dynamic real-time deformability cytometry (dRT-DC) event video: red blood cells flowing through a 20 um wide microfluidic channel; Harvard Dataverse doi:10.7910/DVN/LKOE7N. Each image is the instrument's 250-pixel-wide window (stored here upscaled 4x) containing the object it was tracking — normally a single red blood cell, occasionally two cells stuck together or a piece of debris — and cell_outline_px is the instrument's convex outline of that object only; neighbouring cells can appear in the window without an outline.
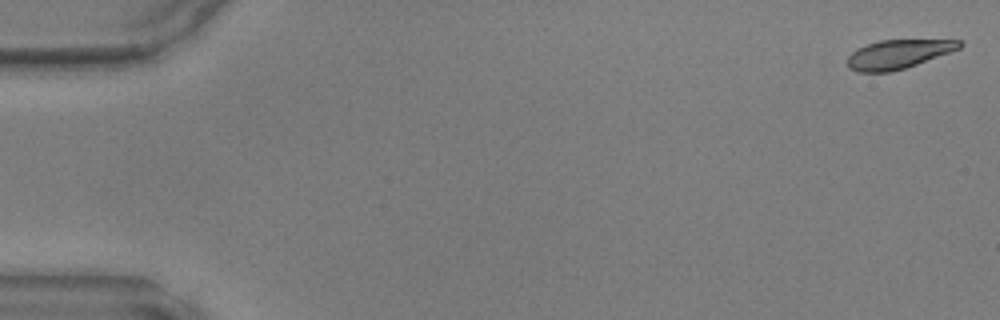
{"species": "common noctule bat (a hibernating species)", "species_latin": "Nyctalus noctula", "temperature_condition": "warm", "stored_images_in_passage": 48, "camera_frame_rate_fps": 3000, "um_per_image_px": 0.085, "animal": {"sex": "male", "body_mass_g": 17.9, "forearm_length_mm": 54.2}, "frame": {"image": 1, "passage_image": 1, "time_ms": 0.0, "image_size_px": [1000, 320], "cell_outline_px": [[964, 44], [960, 48], [916, 64], [904, 68], [888, 72], [856, 72], [848, 68], [848, 56], [856, 48], [880, 40], [960, 40]], "centroid_in_image_um": [76.31, 4.6], "position_along_channel_um": 8.7, "area_um2": 18.67}}
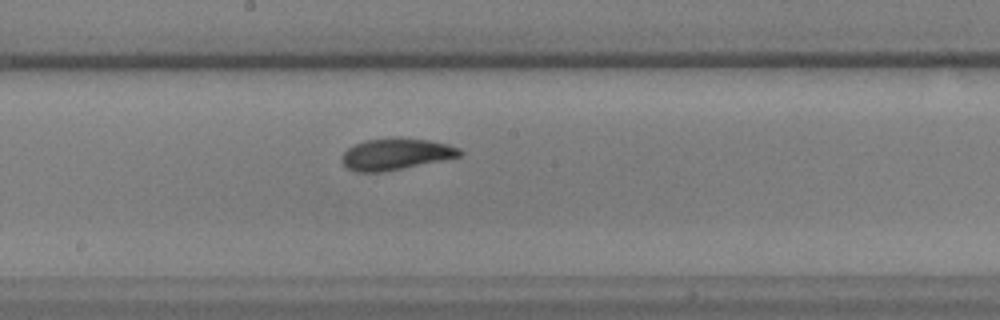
{"frame": {"image": 2, "passage_image": 26, "time_ms": 8.333, "image_size_px": [1000, 320], "cell_outline_px": [[464, 152], [460, 156], [380, 172], [356, 172], [348, 168], [340, 160], [340, 156], [348, 148], [364, 140], [396, 136], [428, 140], [448, 144], [460, 148]], "centroid_in_image_um": [33.61, 13.07], "position_along_channel_um": 214.6, "area_um2": 21.62}}
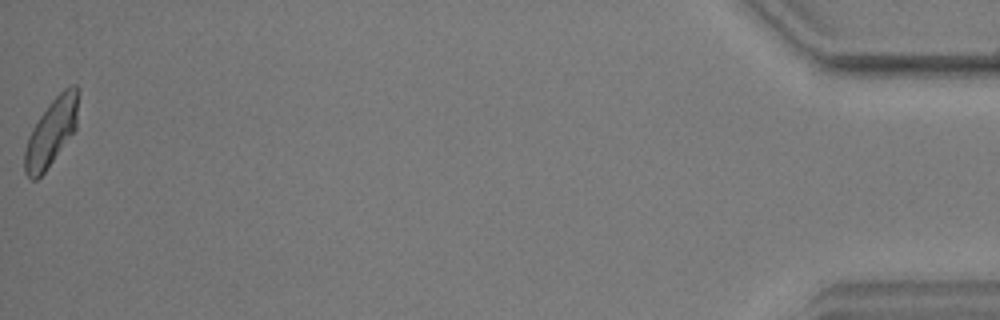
{"frame": {"image": 3, "passage_image": 48, "time_ms": 15.667, "image_size_px": [1000, 320], "cell_outline_px": [[76, 128], [44, 172], [36, 180], [32, 180], [24, 172], [24, 152], [28, 136], [32, 128], [40, 116], [52, 100], [64, 88], [72, 84], [76, 84]], "centroid_in_image_um": [4.31, 11.27], "position_along_channel_um": 430.9, "area_um2": 20.29}}